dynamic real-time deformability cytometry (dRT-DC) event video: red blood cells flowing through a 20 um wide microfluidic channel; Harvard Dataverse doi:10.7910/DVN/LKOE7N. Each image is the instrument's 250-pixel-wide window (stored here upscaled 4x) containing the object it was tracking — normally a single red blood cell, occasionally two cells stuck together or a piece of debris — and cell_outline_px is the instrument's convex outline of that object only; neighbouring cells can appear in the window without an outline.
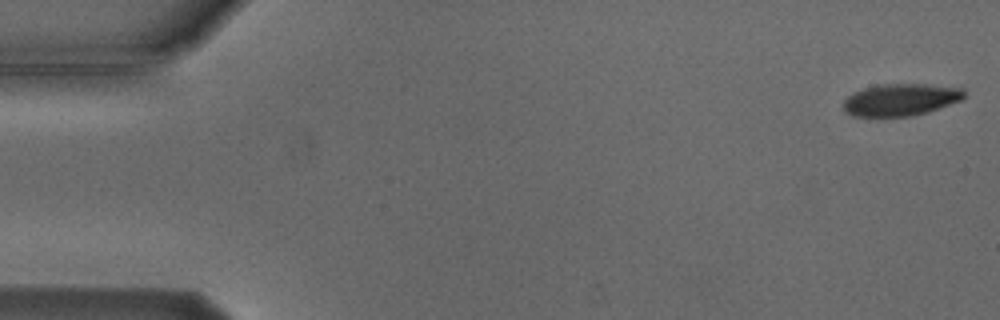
{"species": "Egyptian fruit bat (a non-hibernating species)", "species_latin": "Rousettus aegyptiacus", "temperature_condition": "cold", "stored_images_in_passage": 5, "segment_of_instrument_passage": [1, 2], "camera_frame_rate_fps": 3000, "um_per_image_px": 0.085, "animal": {"sex": "male"}, "frame": {"image": 1, "passage_image": 1, "time_ms": 0.0, "image_size_px": [1000, 320], "cell_outline_px": [[964, 96], [960, 100], [928, 112], [912, 116], [852, 116], [844, 112], [844, 100], [848, 96], [864, 88], [880, 84], [924, 84], [964, 88]], "centroid_in_image_um": [76.55, 8.48], "position_along_channel_um": 8.5, "area_um2": 22.43}}